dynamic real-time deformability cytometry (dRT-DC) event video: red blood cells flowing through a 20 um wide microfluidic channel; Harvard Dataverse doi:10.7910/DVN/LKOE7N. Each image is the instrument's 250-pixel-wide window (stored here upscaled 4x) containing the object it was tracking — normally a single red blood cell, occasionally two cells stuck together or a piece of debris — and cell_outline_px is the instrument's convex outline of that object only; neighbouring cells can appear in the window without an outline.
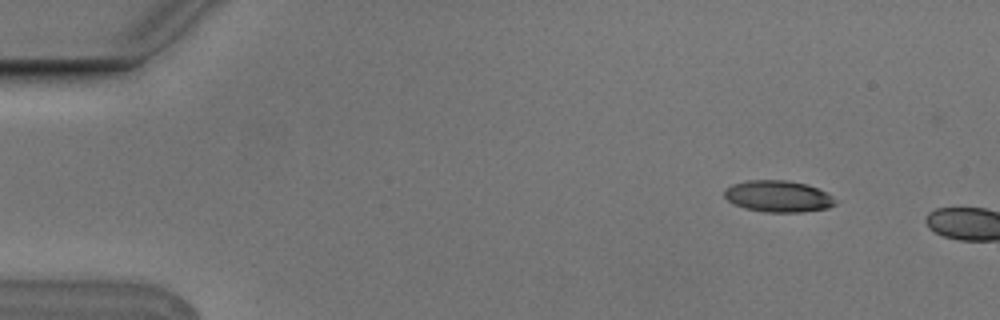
{"species": "Egyptian fruit bat (a non-hibernating species)", "species_latin": "Rousettus aegyptiacus", "temperature_condition": "cold", "stored_images_in_passage": 2, "camera_frame_rate_fps": 3000, "um_per_image_px": 0.085, "animal": {"sex": "male"}, "frame": {"image": 1, "passage_image": 1, "time_ms": 0.0, "image_size_px": [1000, 320], "cell_outline_px": [[836, 204], [828, 208], [804, 212], [764, 212], [744, 208], [728, 200], [724, 196], [724, 192], [732, 184], [748, 180], [784, 180], [808, 184], [828, 192], [836, 200]], "centroid_in_image_um": [66.19, 16.69], "position_along_channel_um": 18.8, "area_um2": 20.46}}